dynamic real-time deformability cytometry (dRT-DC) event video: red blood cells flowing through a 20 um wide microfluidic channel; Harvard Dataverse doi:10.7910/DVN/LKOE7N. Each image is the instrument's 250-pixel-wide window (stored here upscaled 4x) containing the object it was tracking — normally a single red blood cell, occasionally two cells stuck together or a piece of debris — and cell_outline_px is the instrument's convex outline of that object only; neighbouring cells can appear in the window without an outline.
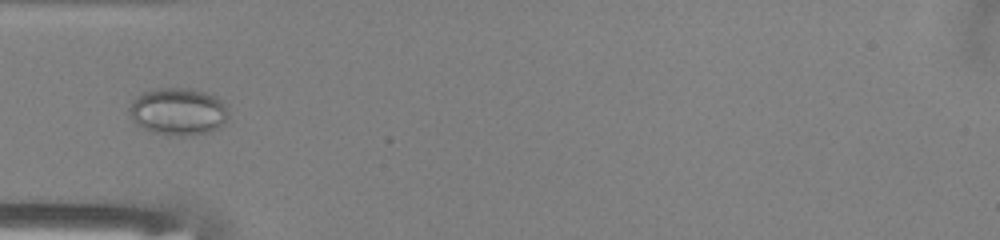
{"species": "common noctule bat (a hibernating species)", "species_latin": "Nyctalus noctula", "temperature_condition": "warm", "stored_images_in_passage": 33, "camera_frame_rate_fps": 3000, "um_per_image_px": 0.085, "animal": {"sex": "male", "body_mass_g": 13.0, "forearm_length_mm": 53.1}, "frame": {"image": 1, "passage_image": 5, "time_ms": 1.333, "image_size_px": [1000, 240], "cell_outline_px": [[228, 120], [220, 128], [208, 132], [184, 136], [168, 136], [144, 128], [136, 124], [132, 120], [128, 112], [128, 108], [132, 100], [140, 92], [152, 88], [192, 88], [216, 96], [224, 104], [228, 112]], "centroid_in_image_um": [15.12, 9.47], "position_along_channel_um": 69.9, "area_um2": 27.8}}
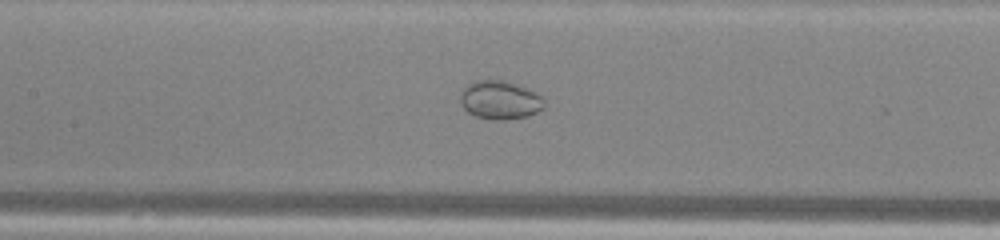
{"frame": {"image": 2, "passage_image": 12, "time_ms": 3.667, "image_size_px": [1000, 240], "cell_outline_px": [[544, 108], [528, 116], [504, 120], [496, 120], [476, 116], [468, 112], [460, 104], [460, 92], [464, 84], [476, 80], [504, 80], [516, 84], [540, 96], [544, 100]], "centroid_in_image_um": [42.43, 8.5], "position_along_channel_um": 165.0, "area_um2": 18.84}}
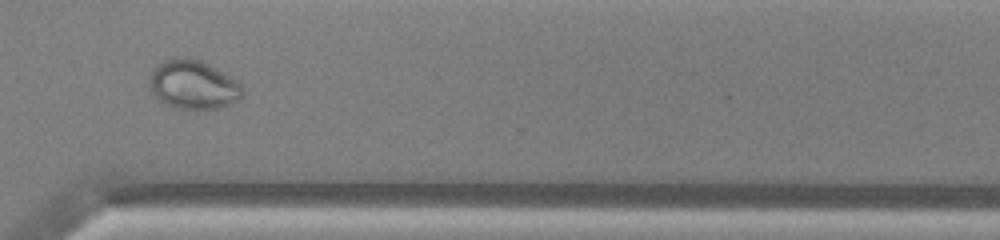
{"frame": {"image": 3, "passage_image": 26, "time_ms": 8.333, "image_size_px": [1000, 240], "cell_outline_px": [[244, 96], [232, 104], [220, 108], [176, 108], [164, 104], [152, 92], [152, 68], [156, 64], [172, 56], [188, 56], [200, 60], [216, 68], [236, 80], [240, 84], [244, 92]], "centroid_in_image_um": [16.45, 7.17], "position_along_channel_um": 354.2, "area_um2": 26.53}, "authors_computed_cell_mechanics": {"area_um2": 23.5824, "velocity_mm_per_s": 4.054, "shape_relaxation_time_tau1_ms": null, "shape_relaxation_time_tau2_ms": 1.233, "deformation_change_tau1": null, "deformation_change_tau2": 0.0267}}